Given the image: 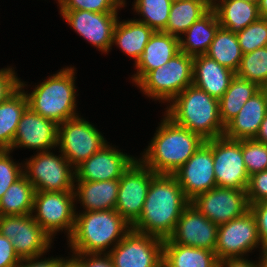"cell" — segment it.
Segmentation results:
<instances>
[{"label":"cell","mask_w":267,"mask_h":267,"mask_svg":"<svg viewBox=\"0 0 267 267\" xmlns=\"http://www.w3.org/2000/svg\"><path fill=\"white\" fill-rule=\"evenodd\" d=\"M189 203L173 175L157 174L151 180L142 212L131 229L167 239Z\"/></svg>","instance_id":"1"},{"label":"cell","mask_w":267,"mask_h":267,"mask_svg":"<svg viewBox=\"0 0 267 267\" xmlns=\"http://www.w3.org/2000/svg\"><path fill=\"white\" fill-rule=\"evenodd\" d=\"M204 142L199 134L176 124L167 116L146 150L142 163L156 174L172 175Z\"/></svg>","instance_id":"2"},{"label":"cell","mask_w":267,"mask_h":267,"mask_svg":"<svg viewBox=\"0 0 267 267\" xmlns=\"http://www.w3.org/2000/svg\"><path fill=\"white\" fill-rule=\"evenodd\" d=\"M173 100L167 115L176 124L199 134L204 140L224 135L219 100L194 84L189 85Z\"/></svg>","instance_id":"3"},{"label":"cell","mask_w":267,"mask_h":267,"mask_svg":"<svg viewBox=\"0 0 267 267\" xmlns=\"http://www.w3.org/2000/svg\"><path fill=\"white\" fill-rule=\"evenodd\" d=\"M130 230L131 224L115 209L85 211L83 214H76L69 242L76 253L102 254L112 242L115 240L117 243L120 242Z\"/></svg>","instance_id":"4"},{"label":"cell","mask_w":267,"mask_h":267,"mask_svg":"<svg viewBox=\"0 0 267 267\" xmlns=\"http://www.w3.org/2000/svg\"><path fill=\"white\" fill-rule=\"evenodd\" d=\"M74 69L60 70L42 82L31 94H26L28 106L57 125L77 117L75 115Z\"/></svg>","instance_id":"5"},{"label":"cell","mask_w":267,"mask_h":267,"mask_svg":"<svg viewBox=\"0 0 267 267\" xmlns=\"http://www.w3.org/2000/svg\"><path fill=\"white\" fill-rule=\"evenodd\" d=\"M193 58L180 51L162 67L150 71L137 85L152 98L174 100L193 84Z\"/></svg>","instance_id":"6"},{"label":"cell","mask_w":267,"mask_h":267,"mask_svg":"<svg viewBox=\"0 0 267 267\" xmlns=\"http://www.w3.org/2000/svg\"><path fill=\"white\" fill-rule=\"evenodd\" d=\"M205 143L212 149L217 187L246 191L249 175L242 156V140L223 135Z\"/></svg>","instance_id":"7"},{"label":"cell","mask_w":267,"mask_h":267,"mask_svg":"<svg viewBox=\"0 0 267 267\" xmlns=\"http://www.w3.org/2000/svg\"><path fill=\"white\" fill-rule=\"evenodd\" d=\"M105 144L100 132L78 116L58 125L57 145L68 162L76 165L75 168Z\"/></svg>","instance_id":"8"},{"label":"cell","mask_w":267,"mask_h":267,"mask_svg":"<svg viewBox=\"0 0 267 267\" xmlns=\"http://www.w3.org/2000/svg\"><path fill=\"white\" fill-rule=\"evenodd\" d=\"M109 251L114 267H162L163 239L130 230Z\"/></svg>","instance_id":"9"},{"label":"cell","mask_w":267,"mask_h":267,"mask_svg":"<svg viewBox=\"0 0 267 267\" xmlns=\"http://www.w3.org/2000/svg\"><path fill=\"white\" fill-rule=\"evenodd\" d=\"M0 233L11 241L20 259L40 257L52 240L31 214L0 216Z\"/></svg>","instance_id":"10"},{"label":"cell","mask_w":267,"mask_h":267,"mask_svg":"<svg viewBox=\"0 0 267 267\" xmlns=\"http://www.w3.org/2000/svg\"><path fill=\"white\" fill-rule=\"evenodd\" d=\"M74 191H40L35 192L33 211L37 209L34 220L51 237L58 230H69L73 233L76 214L73 204Z\"/></svg>","instance_id":"11"},{"label":"cell","mask_w":267,"mask_h":267,"mask_svg":"<svg viewBox=\"0 0 267 267\" xmlns=\"http://www.w3.org/2000/svg\"><path fill=\"white\" fill-rule=\"evenodd\" d=\"M25 164L27 165V171L23 173L32 183L36 192L74 191L75 172H71L69 168L71 164L63 155L57 157L48 151H44Z\"/></svg>","instance_id":"12"},{"label":"cell","mask_w":267,"mask_h":267,"mask_svg":"<svg viewBox=\"0 0 267 267\" xmlns=\"http://www.w3.org/2000/svg\"><path fill=\"white\" fill-rule=\"evenodd\" d=\"M157 174L135 160L119 179L115 210L133 224L140 216L151 180Z\"/></svg>","instance_id":"13"},{"label":"cell","mask_w":267,"mask_h":267,"mask_svg":"<svg viewBox=\"0 0 267 267\" xmlns=\"http://www.w3.org/2000/svg\"><path fill=\"white\" fill-rule=\"evenodd\" d=\"M260 242L256 219L250 209L242 216L218 225L215 253L218 260L240 258ZM242 254V255H241Z\"/></svg>","instance_id":"14"},{"label":"cell","mask_w":267,"mask_h":267,"mask_svg":"<svg viewBox=\"0 0 267 267\" xmlns=\"http://www.w3.org/2000/svg\"><path fill=\"white\" fill-rule=\"evenodd\" d=\"M190 203L212 223L221 225L249 210L245 190L214 187L199 194Z\"/></svg>","instance_id":"15"},{"label":"cell","mask_w":267,"mask_h":267,"mask_svg":"<svg viewBox=\"0 0 267 267\" xmlns=\"http://www.w3.org/2000/svg\"><path fill=\"white\" fill-rule=\"evenodd\" d=\"M172 175L177 179L189 201L217 187L212 149L204 142Z\"/></svg>","instance_id":"16"},{"label":"cell","mask_w":267,"mask_h":267,"mask_svg":"<svg viewBox=\"0 0 267 267\" xmlns=\"http://www.w3.org/2000/svg\"><path fill=\"white\" fill-rule=\"evenodd\" d=\"M218 225L212 223L189 203L183 210L174 231L167 238L170 243L215 251Z\"/></svg>","instance_id":"17"},{"label":"cell","mask_w":267,"mask_h":267,"mask_svg":"<svg viewBox=\"0 0 267 267\" xmlns=\"http://www.w3.org/2000/svg\"><path fill=\"white\" fill-rule=\"evenodd\" d=\"M63 18L77 33L101 51L108 52L118 20L117 12H90L86 10H60Z\"/></svg>","instance_id":"18"},{"label":"cell","mask_w":267,"mask_h":267,"mask_svg":"<svg viewBox=\"0 0 267 267\" xmlns=\"http://www.w3.org/2000/svg\"><path fill=\"white\" fill-rule=\"evenodd\" d=\"M134 161V158L105 144L75 168V177L77 181L120 179Z\"/></svg>","instance_id":"19"},{"label":"cell","mask_w":267,"mask_h":267,"mask_svg":"<svg viewBox=\"0 0 267 267\" xmlns=\"http://www.w3.org/2000/svg\"><path fill=\"white\" fill-rule=\"evenodd\" d=\"M58 125L34 112L29 106L23 112L10 150L17 146L48 151L57 146Z\"/></svg>","instance_id":"20"},{"label":"cell","mask_w":267,"mask_h":267,"mask_svg":"<svg viewBox=\"0 0 267 267\" xmlns=\"http://www.w3.org/2000/svg\"><path fill=\"white\" fill-rule=\"evenodd\" d=\"M180 37L163 31H154L136 64L133 81L138 84L150 71L162 67L180 52Z\"/></svg>","instance_id":"21"},{"label":"cell","mask_w":267,"mask_h":267,"mask_svg":"<svg viewBox=\"0 0 267 267\" xmlns=\"http://www.w3.org/2000/svg\"><path fill=\"white\" fill-rule=\"evenodd\" d=\"M266 114L267 98L260 89L225 126L224 136L233 140L254 139Z\"/></svg>","instance_id":"22"},{"label":"cell","mask_w":267,"mask_h":267,"mask_svg":"<svg viewBox=\"0 0 267 267\" xmlns=\"http://www.w3.org/2000/svg\"><path fill=\"white\" fill-rule=\"evenodd\" d=\"M235 75L234 71L207 55H197L193 58V84L218 100L229 88Z\"/></svg>","instance_id":"23"},{"label":"cell","mask_w":267,"mask_h":267,"mask_svg":"<svg viewBox=\"0 0 267 267\" xmlns=\"http://www.w3.org/2000/svg\"><path fill=\"white\" fill-rule=\"evenodd\" d=\"M214 251L163 240L162 267H218Z\"/></svg>","instance_id":"24"},{"label":"cell","mask_w":267,"mask_h":267,"mask_svg":"<svg viewBox=\"0 0 267 267\" xmlns=\"http://www.w3.org/2000/svg\"><path fill=\"white\" fill-rule=\"evenodd\" d=\"M79 199L88 211H106L115 209L119 192V179L103 181H77Z\"/></svg>","instance_id":"25"},{"label":"cell","mask_w":267,"mask_h":267,"mask_svg":"<svg viewBox=\"0 0 267 267\" xmlns=\"http://www.w3.org/2000/svg\"><path fill=\"white\" fill-rule=\"evenodd\" d=\"M220 27L217 15L211 8L183 33L187 34V41L180 37V51L193 57L205 55Z\"/></svg>","instance_id":"26"},{"label":"cell","mask_w":267,"mask_h":267,"mask_svg":"<svg viewBox=\"0 0 267 267\" xmlns=\"http://www.w3.org/2000/svg\"><path fill=\"white\" fill-rule=\"evenodd\" d=\"M221 3L215 4L212 0L211 8L215 11L221 28L233 33L242 31L260 18L258 3L238 0H221Z\"/></svg>","instance_id":"27"},{"label":"cell","mask_w":267,"mask_h":267,"mask_svg":"<svg viewBox=\"0 0 267 267\" xmlns=\"http://www.w3.org/2000/svg\"><path fill=\"white\" fill-rule=\"evenodd\" d=\"M154 31L146 24L138 20L116 22L113 31L112 44L117 43L127 55L136 59L141 58L144 48L147 45Z\"/></svg>","instance_id":"28"},{"label":"cell","mask_w":267,"mask_h":267,"mask_svg":"<svg viewBox=\"0 0 267 267\" xmlns=\"http://www.w3.org/2000/svg\"><path fill=\"white\" fill-rule=\"evenodd\" d=\"M23 86L20 82V88L0 104V150L11 149L18 123L28 107L27 95L21 92Z\"/></svg>","instance_id":"29"},{"label":"cell","mask_w":267,"mask_h":267,"mask_svg":"<svg viewBox=\"0 0 267 267\" xmlns=\"http://www.w3.org/2000/svg\"><path fill=\"white\" fill-rule=\"evenodd\" d=\"M212 0L173 1L166 29L163 32L176 37L184 33L195 21L204 16L210 9Z\"/></svg>","instance_id":"30"},{"label":"cell","mask_w":267,"mask_h":267,"mask_svg":"<svg viewBox=\"0 0 267 267\" xmlns=\"http://www.w3.org/2000/svg\"><path fill=\"white\" fill-rule=\"evenodd\" d=\"M35 188L23 174L0 199V216L28 215L33 212Z\"/></svg>","instance_id":"31"},{"label":"cell","mask_w":267,"mask_h":267,"mask_svg":"<svg viewBox=\"0 0 267 267\" xmlns=\"http://www.w3.org/2000/svg\"><path fill=\"white\" fill-rule=\"evenodd\" d=\"M261 88L249 81L235 75L229 88L219 99L220 118L226 126L242 109L244 104Z\"/></svg>","instance_id":"32"},{"label":"cell","mask_w":267,"mask_h":267,"mask_svg":"<svg viewBox=\"0 0 267 267\" xmlns=\"http://www.w3.org/2000/svg\"><path fill=\"white\" fill-rule=\"evenodd\" d=\"M205 55L236 72L243 54L236 33L220 27Z\"/></svg>","instance_id":"33"},{"label":"cell","mask_w":267,"mask_h":267,"mask_svg":"<svg viewBox=\"0 0 267 267\" xmlns=\"http://www.w3.org/2000/svg\"><path fill=\"white\" fill-rule=\"evenodd\" d=\"M236 76L262 88L267 83V46L242 55Z\"/></svg>","instance_id":"34"},{"label":"cell","mask_w":267,"mask_h":267,"mask_svg":"<svg viewBox=\"0 0 267 267\" xmlns=\"http://www.w3.org/2000/svg\"><path fill=\"white\" fill-rule=\"evenodd\" d=\"M171 0H136L135 10L145 18L138 22L148 25L153 31H164L169 18Z\"/></svg>","instance_id":"35"},{"label":"cell","mask_w":267,"mask_h":267,"mask_svg":"<svg viewBox=\"0 0 267 267\" xmlns=\"http://www.w3.org/2000/svg\"><path fill=\"white\" fill-rule=\"evenodd\" d=\"M242 54L267 46V19L260 17L236 33Z\"/></svg>","instance_id":"36"},{"label":"cell","mask_w":267,"mask_h":267,"mask_svg":"<svg viewBox=\"0 0 267 267\" xmlns=\"http://www.w3.org/2000/svg\"><path fill=\"white\" fill-rule=\"evenodd\" d=\"M242 156L249 176L267 170L266 144L254 139H243Z\"/></svg>","instance_id":"37"},{"label":"cell","mask_w":267,"mask_h":267,"mask_svg":"<svg viewBox=\"0 0 267 267\" xmlns=\"http://www.w3.org/2000/svg\"><path fill=\"white\" fill-rule=\"evenodd\" d=\"M124 0H58L61 10H86L90 12H117ZM123 4V5H122Z\"/></svg>","instance_id":"38"},{"label":"cell","mask_w":267,"mask_h":267,"mask_svg":"<svg viewBox=\"0 0 267 267\" xmlns=\"http://www.w3.org/2000/svg\"><path fill=\"white\" fill-rule=\"evenodd\" d=\"M10 150H0V199L24 173L9 157Z\"/></svg>","instance_id":"39"},{"label":"cell","mask_w":267,"mask_h":267,"mask_svg":"<svg viewBox=\"0 0 267 267\" xmlns=\"http://www.w3.org/2000/svg\"><path fill=\"white\" fill-rule=\"evenodd\" d=\"M246 194L249 205L267 201V170L249 176Z\"/></svg>","instance_id":"40"},{"label":"cell","mask_w":267,"mask_h":267,"mask_svg":"<svg viewBox=\"0 0 267 267\" xmlns=\"http://www.w3.org/2000/svg\"><path fill=\"white\" fill-rule=\"evenodd\" d=\"M249 209L256 219L261 248H265L267 247V201L251 204Z\"/></svg>","instance_id":"41"},{"label":"cell","mask_w":267,"mask_h":267,"mask_svg":"<svg viewBox=\"0 0 267 267\" xmlns=\"http://www.w3.org/2000/svg\"><path fill=\"white\" fill-rule=\"evenodd\" d=\"M20 88V80L12 69L0 70V104Z\"/></svg>","instance_id":"42"},{"label":"cell","mask_w":267,"mask_h":267,"mask_svg":"<svg viewBox=\"0 0 267 267\" xmlns=\"http://www.w3.org/2000/svg\"><path fill=\"white\" fill-rule=\"evenodd\" d=\"M20 260L11 241L0 233V267H16Z\"/></svg>","instance_id":"43"},{"label":"cell","mask_w":267,"mask_h":267,"mask_svg":"<svg viewBox=\"0 0 267 267\" xmlns=\"http://www.w3.org/2000/svg\"><path fill=\"white\" fill-rule=\"evenodd\" d=\"M77 254V259L81 262L82 267H114L111 257L109 254H105V258H101V254L99 253H91V254H82V253H74ZM86 256H91L90 259L85 260ZM100 256V257H99ZM79 257V258H78ZM81 257V258H80Z\"/></svg>","instance_id":"44"},{"label":"cell","mask_w":267,"mask_h":267,"mask_svg":"<svg viewBox=\"0 0 267 267\" xmlns=\"http://www.w3.org/2000/svg\"><path fill=\"white\" fill-rule=\"evenodd\" d=\"M38 257H29V258H24L21 259L20 262L16 267H59V263L61 259H53L52 260H44V261H33L36 260ZM27 262V265H23L22 262Z\"/></svg>","instance_id":"45"},{"label":"cell","mask_w":267,"mask_h":267,"mask_svg":"<svg viewBox=\"0 0 267 267\" xmlns=\"http://www.w3.org/2000/svg\"><path fill=\"white\" fill-rule=\"evenodd\" d=\"M260 267V263L258 265L240 258H227L218 261V267Z\"/></svg>","instance_id":"46"},{"label":"cell","mask_w":267,"mask_h":267,"mask_svg":"<svg viewBox=\"0 0 267 267\" xmlns=\"http://www.w3.org/2000/svg\"><path fill=\"white\" fill-rule=\"evenodd\" d=\"M254 140L267 145V114L265 115Z\"/></svg>","instance_id":"47"},{"label":"cell","mask_w":267,"mask_h":267,"mask_svg":"<svg viewBox=\"0 0 267 267\" xmlns=\"http://www.w3.org/2000/svg\"><path fill=\"white\" fill-rule=\"evenodd\" d=\"M70 260H60L59 267H82L81 262L74 256Z\"/></svg>","instance_id":"48"},{"label":"cell","mask_w":267,"mask_h":267,"mask_svg":"<svg viewBox=\"0 0 267 267\" xmlns=\"http://www.w3.org/2000/svg\"><path fill=\"white\" fill-rule=\"evenodd\" d=\"M259 16L267 19V0H258Z\"/></svg>","instance_id":"49"},{"label":"cell","mask_w":267,"mask_h":267,"mask_svg":"<svg viewBox=\"0 0 267 267\" xmlns=\"http://www.w3.org/2000/svg\"><path fill=\"white\" fill-rule=\"evenodd\" d=\"M263 249V258H262V261H260V267H267V247L265 248H262Z\"/></svg>","instance_id":"50"},{"label":"cell","mask_w":267,"mask_h":267,"mask_svg":"<svg viewBox=\"0 0 267 267\" xmlns=\"http://www.w3.org/2000/svg\"><path fill=\"white\" fill-rule=\"evenodd\" d=\"M231 1H237V0H231ZM238 1H246L250 3H258V0H238Z\"/></svg>","instance_id":"51"},{"label":"cell","mask_w":267,"mask_h":267,"mask_svg":"<svg viewBox=\"0 0 267 267\" xmlns=\"http://www.w3.org/2000/svg\"><path fill=\"white\" fill-rule=\"evenodd\" d=\"M263 92L265 93V96L267 98V83L261 88Z\"/></svg>","instance_id":"52"}]
</instances>
